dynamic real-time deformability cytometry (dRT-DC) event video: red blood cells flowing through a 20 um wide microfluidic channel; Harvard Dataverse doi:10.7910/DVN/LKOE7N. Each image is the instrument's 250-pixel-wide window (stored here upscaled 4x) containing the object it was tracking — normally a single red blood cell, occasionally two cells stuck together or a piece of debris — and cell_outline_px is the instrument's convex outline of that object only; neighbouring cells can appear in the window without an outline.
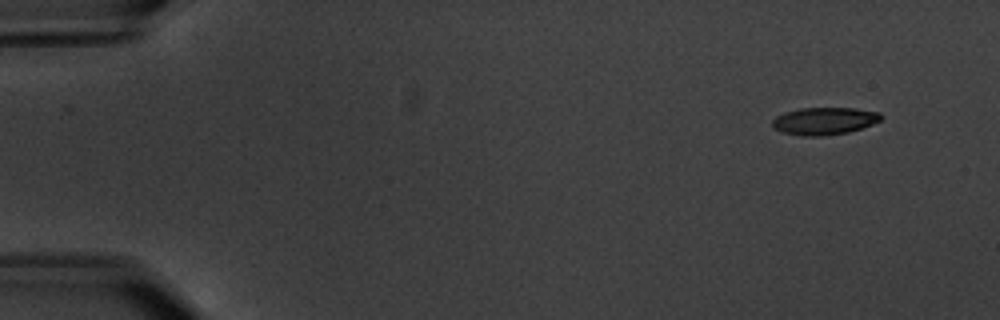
{"species": "common noctule bat (a hibernating species)", "species_latin": "Nyctalus noctula", "temperature_condition": "warm", "stored_images_in_passage": 5, "camera_frame_rate_fps": 3000, "um_per_image_px": 0.085, "animal": {"sex": "male", "body_mass_g": 20.1, "forearm_length_mm": 53.5}, "frame": {"image": 1, "passage_image": 2, "time_ms": 1.0, "image_size_px": [1000, 320], "cell_outline_px": [[884, 116], [880, 120], [872, 124], [848, 132], [820, 136], [804, 136], [780, 132], [772, 124], [772, 120], [776, 116], [784, 112], [800, 108], [856, 108], [880, 112]], "centroid_in_image_um": [70.07, 10.27], "position_along_channel_um": 14.9, "area_um2": 17.34}}